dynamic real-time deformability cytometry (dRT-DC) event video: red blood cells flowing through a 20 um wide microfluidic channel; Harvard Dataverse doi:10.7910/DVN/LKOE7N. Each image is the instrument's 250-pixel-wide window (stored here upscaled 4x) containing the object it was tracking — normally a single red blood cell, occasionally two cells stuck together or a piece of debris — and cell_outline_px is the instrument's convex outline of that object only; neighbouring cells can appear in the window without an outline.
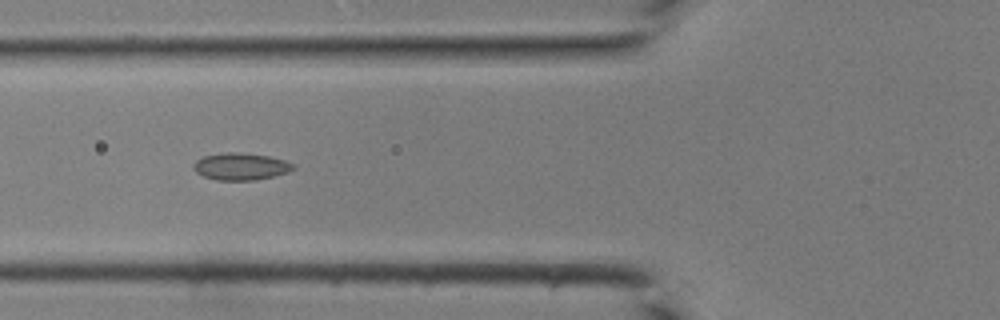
{"species": "common noctule bat (a hibernating species)", "species_latin": "Nyctalus noctula", "temperature_condition": "room temperature", "stored_images_in_passage": 31, "camera_frame_rate_fps": 3000, "um_per_image_px": 0.085, "animal": {"sex": "male", "body_mass_g": 19.0, "forearm_length_mm": 50.8}, "frame": {"image": 1, "passage_image": 5, "time_ms": 1.333, "image_size_px": [1000, 320], "cell_outline_px": [[296, 168], [288, 172], [256, 180], [216, 180], [204, 176], [196, 172], [192, 168], [196, 160], [204, 156], [228, 152], [236, 152], [268, 156], [284, 160], [292, 164]], "centroid_in_image_um": [20.45, 14.15], "position_along_channel_um": 105.4, "area_um2": 15.55}}
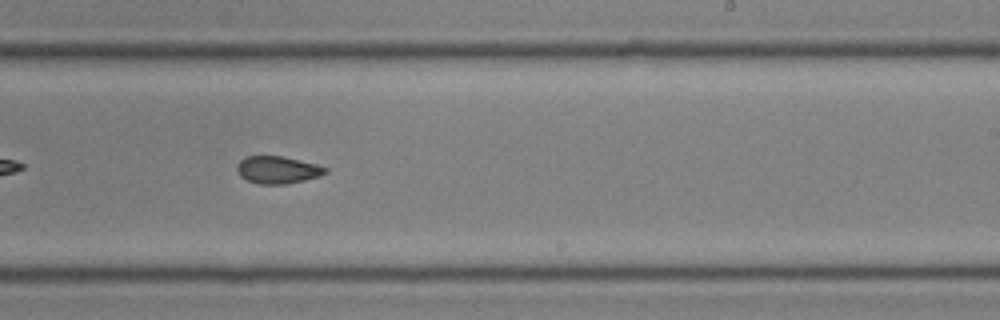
{"frame": {"image": 2, "passage_image": 15, "time_ms": 4.667, "image_size_px": [1000, 320], "cell_outline_px": [[328, 172], [320, 176], [288, 184], [260, 184], [248, 180], [240, 176], [236, 168], [236, 164], [240, 160], [248, 156], [280, 156], [316, 164], [328, 168]], "centroid_in_image_um": [23.6, 14.44], "position_along_channel_um": 265.4, "area_um2": 14.05}}
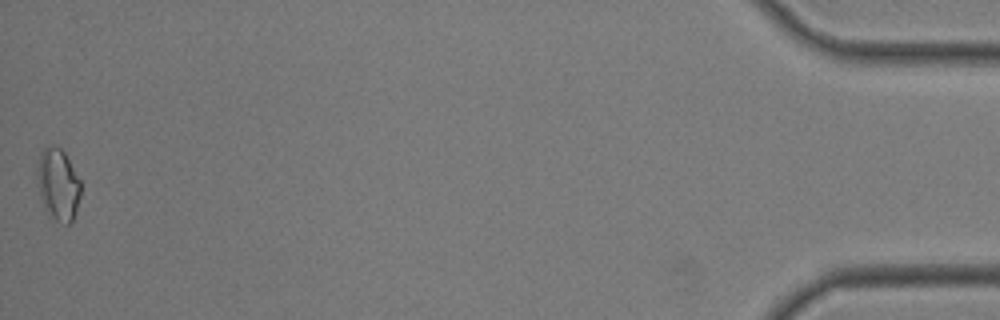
{"frame": {"image": 3, "passage_image": 31, "time_ms": 10.0, "image_size_px": [1000, 320], "cell_outline_px": [[80, 196], [76, 212], [72, 220], [68, 224], [56, 220], [48, 216], [44, 208], [36, 176], [36, 168], [40, 152], [44, 148], [60, 148], [64, 152], [80, 180]], "centroid_in_image_um": [4.92, 15.71], "position_along_channel_um": 430.3, "area_um2": 18.03}}